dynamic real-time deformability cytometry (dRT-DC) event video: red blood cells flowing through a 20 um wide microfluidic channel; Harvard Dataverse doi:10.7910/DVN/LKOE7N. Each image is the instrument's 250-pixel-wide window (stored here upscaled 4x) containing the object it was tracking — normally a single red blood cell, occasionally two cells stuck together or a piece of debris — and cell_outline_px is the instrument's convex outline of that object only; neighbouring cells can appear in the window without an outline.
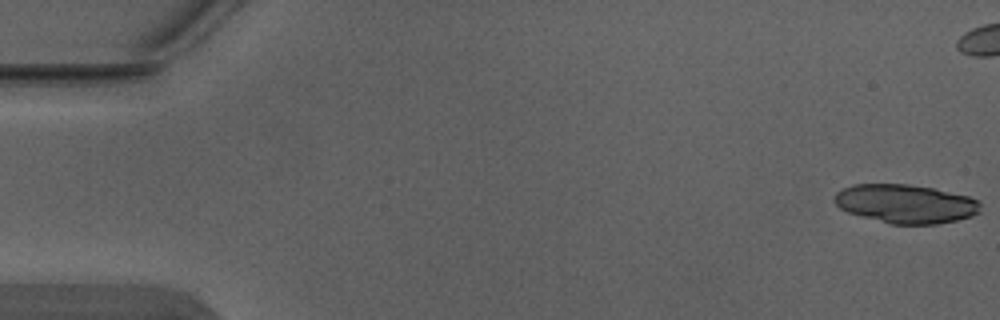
{"species": "Egyptian fruit bat (a non-hibernating species)", "species_latin": "Rousettus aegyptiacus", "temperature_condition": "warm", "stored_images_in_passage": 6, "camera_frame_rate_fps": 3000, "um_per_image_px": 0.085, "animal": {"sex": "male"}, "frame": {"image": 1, "passage_image": 1, "time_ms": 0.0, "image_size_px": [1000, 320], "cell_outline_px": [[980, 212], [972, 216], [956, 220], [936, 224], [892, 224], [848, 212], [840, 208], [832, 200], [836, 192], [852, 184], [908, 184], [932, 188], [968, 196], [980, 200]], "centroid_in_image_um": [76.98, 17.31], "position_along_channel_um": 8.0, "area_um2": 32.89}}